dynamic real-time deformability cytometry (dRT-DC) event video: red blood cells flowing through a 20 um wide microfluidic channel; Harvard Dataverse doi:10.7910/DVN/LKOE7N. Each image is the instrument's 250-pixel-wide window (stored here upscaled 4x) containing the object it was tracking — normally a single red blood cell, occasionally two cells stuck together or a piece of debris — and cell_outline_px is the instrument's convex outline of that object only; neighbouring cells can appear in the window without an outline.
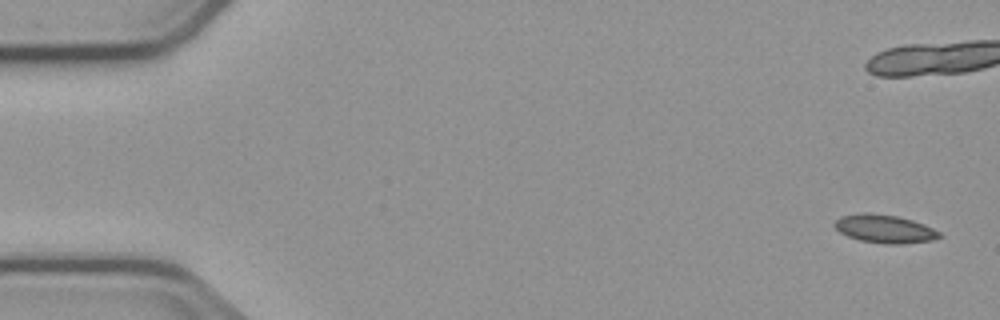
{"species": "common noctule bat (a hibernating species)", "species_latin": "Nyctalus noctula", "temperature_condition": "cold", "stored_images_in_passage": 6, "camera_frame_rate_fps": 3000, "um_per_image_px": 0.085, "animal": {"sex": "male", "body_mass_g": 23.1, "forearm_length_mm": 52.7}, "frame": {"image": 1, "passage_image": 1, "time_ms": 0.0, "image_size_px": [1000, 320], "cell_outline_px": [[944, 236], [932, 240], [900, 244], [888, 244], [860, 240], [848, 236], [840, 232], [832, 224], [840, 216], [864, 212], [868, 212], [896, 216], [912, 220], [924, 224], [940, 232]], "centroid_in_image_um": [75.19, 19.44], "position_along_channel_um": 9.8, "area_um2": 17.22}}
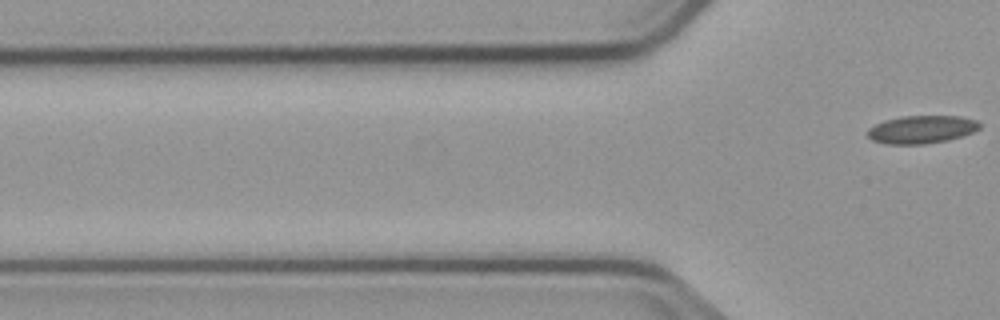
{"frame": {"image": 2, "passage_image": 6, "time_ms": 8.333, "image_size_px": [1000, 320], "cell_outline_px": [[980, 128], [972, 132], [948, 140], [924, 144], [888, 144], [872, 140], [868, 136], [868, 128], [884, 120], [900, 116], [960, 116], [976, 120], [980, 124]], "centroid_in_image_um": [78.32, 11.0], "position_along_channel_um": 47.5, "area_um2": 18.15}}